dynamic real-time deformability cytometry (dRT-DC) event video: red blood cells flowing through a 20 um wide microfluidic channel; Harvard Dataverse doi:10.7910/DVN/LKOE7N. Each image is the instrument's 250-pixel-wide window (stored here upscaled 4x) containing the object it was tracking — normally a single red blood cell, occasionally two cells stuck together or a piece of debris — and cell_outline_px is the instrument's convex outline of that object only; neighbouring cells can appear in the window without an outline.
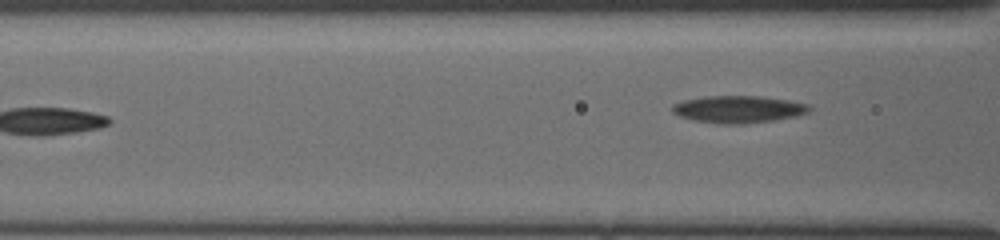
{"species": "common noctule bat (a hibernating species)", "species_latin": "Nyctalus noctula", "temperature_condition": "cold", "stored_images_in_passage": 17, "camera_frame_rate_fps": 3000, "um_per_image_px": 0.085, "animal": {"sex": "female", "body_mass_g": 19.5, "forearm_length_mm": 54.1}, "frame": {"image": 1, "passage_image": 17, "time_ms": 8.0, "image_size_px": [1000, 240], "cell_outline_px": [[812, 108], [808, 112], [796, 116], [776, 120], [744, 124], [716, 124], [692, 120], [680, 116], [672, 112], [672, 104], [684, 100], [704, 96], [760, 96], [788, 100], [808, 104]], "centroid_in_image_um": [62.75, 9.29], "position_along_channel_um": 103.9, "area_um2": 21.91}}